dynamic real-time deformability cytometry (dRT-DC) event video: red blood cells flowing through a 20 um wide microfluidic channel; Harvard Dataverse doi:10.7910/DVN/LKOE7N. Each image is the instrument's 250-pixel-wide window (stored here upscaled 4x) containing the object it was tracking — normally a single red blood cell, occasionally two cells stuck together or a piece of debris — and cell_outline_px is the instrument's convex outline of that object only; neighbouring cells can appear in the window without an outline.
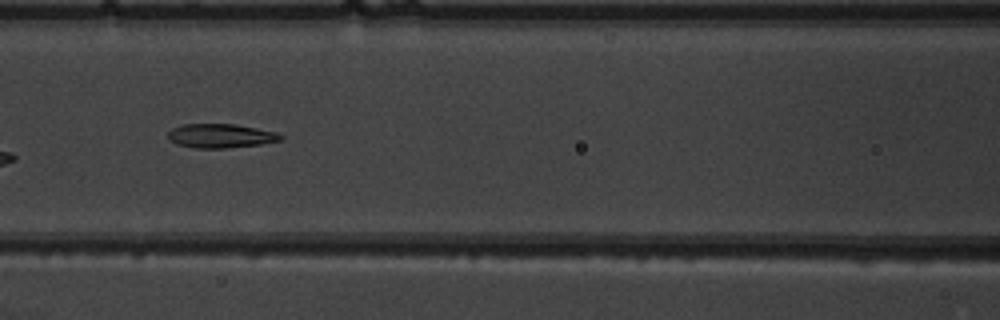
{"species": "common noctule bat (a hibernating species)", "species_latin": "Nyctalus noctula", "temperature_condition": "warm", "stored_images_in_passage": 8, "camera_frame_rate_fps": 3000, "um_per_image_px": 0.085, "animal": {"sex": "male", "body_mass_g": 19.5, "forearm_length_mm": 54.6}, "frame": {"image": 1, "passage_image": 5, "time_ms": 5.667, "image_size_px": [1000, 320], "cell_outline_px": [[284, 140], [260, 144], [224, 148], [196, 148], [176, 144], [168, 140], [168, 132], [172, 128], [184, 124], [236, 124], [276, 132], [284, 136]], "centroid_in_image_um": [18.76, 11.55], "position_along_channel_um": 147.8, "area_um2": 15.84}}
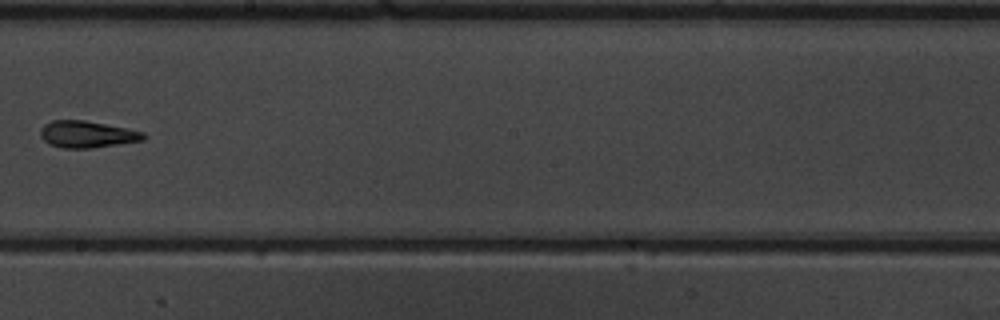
{"frame": {"image": 2, "passage_image": 7, "time_ms": 8.0, "image_size_px": [1000, 320], "cell_outline_px": [[148, 136], [144, 140], [92, 148], [64, 148], [48, 144], [40, 136], [40, 128], [44, 124], [52, 120], [84, 120], [128, 128], [144, 132]], "centroid_in_image_um": [7.41, 11.41], "position_along_channel_um": 240.8, "area_um2": 16.24}}
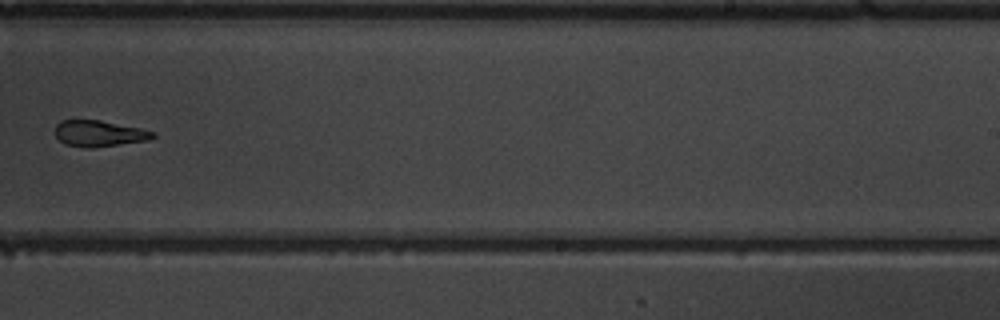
{"frame": {"image": 3, "passage_image": 8, "time_ms": 9.0, "image_size_px": [1000, 320], "cell_outline_px": [[156, 136], [148, 140], [92, 148], [84, 148], [64, 144], [56, 136], [56, 124], [60, 120], [100, 120], [140, 128], [156, 132]], "centroid_in_image_um": [8.42, 11.35], "position_along_channel_um": 280.6, "area_um2": 14.91}}